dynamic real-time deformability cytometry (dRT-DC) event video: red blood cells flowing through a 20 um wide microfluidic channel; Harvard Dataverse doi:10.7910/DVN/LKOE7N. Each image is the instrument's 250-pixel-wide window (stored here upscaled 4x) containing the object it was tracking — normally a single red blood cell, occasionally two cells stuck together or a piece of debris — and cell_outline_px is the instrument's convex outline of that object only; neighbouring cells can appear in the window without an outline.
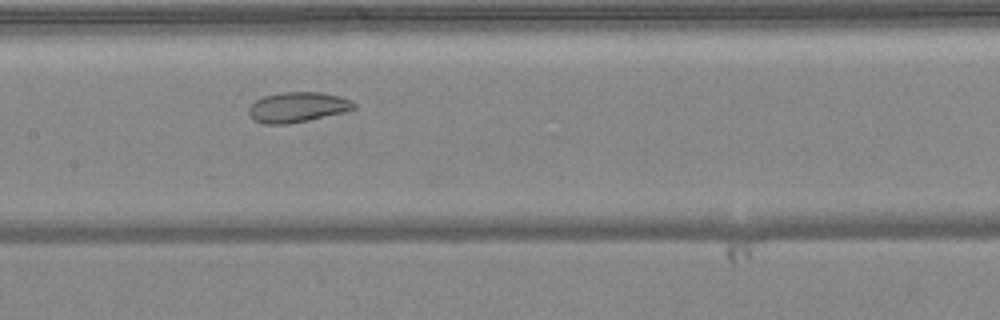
{"species": "common noctule bat (a hibernating species)", "species_latin": "Nyctalus noctula", "temperature_condition": "warm", "stored_images_in_passage": 37, "camera_frame_rate_fps": 3000, "um_per_image_px": 0.085, "animal": {"sex": "female", "body_mass_g": 24.6, "forearm_length_mm": 56.2}, "frame": {"image": 1, "passage_image": 15, "time_ms": 4.667, "image_size_px": [1000, 320], "cell_outline_px": [[356, 108], [344, 112], [308, 120], [288, 124], [264, 124], [256, 120], [248, 112], [248, 108], [256, 100], [264, 96], [284, 92], [320, 92], [340, 96], [352, 100], [356, 104]], "centroid_in_image_um": [25.32, 9.1], "position_along_channel_um": 182.1, "area_um2": 18.38}}
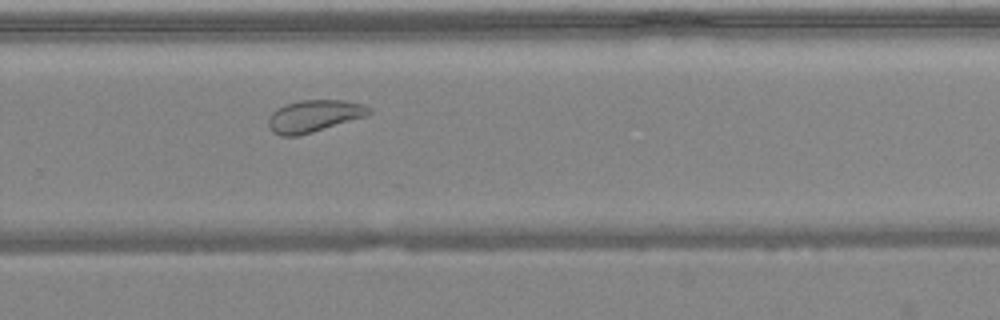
{"frame": {"image": 2, "passage_image": 24, "time_ms": 7.667, "image_size_px": [1000, 320], "cell_outline_px": [[372, 112], [368, 116], [312, 132], [296, 136], [280, 136], [272, 132], [268, 128], [268, 116], [276, 108], [284, 104], [300, 100], [344, 100], [360, 104], [368, 108]], "centroid_in_image_um": [26.64, 9.86], "position_along_channel_um": 303.2, "area_um2": 18.9}}
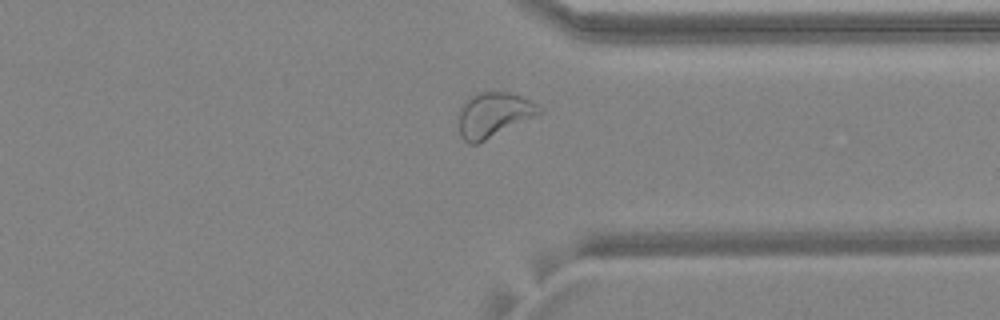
{"frame": {"image": 3, "passage_image": 29, "time_ms": 9.333, "image_size_px": [1000, 320], "cell_outline_px": [[544, 112], [476, 144], [468, 144], [460, 136], [456, 116], [464, 100], [480, 92], [508, 92], [520, 96], [540, 104], [544, 108]], "centroid_in_image_um": [41.94, 9.75], "position_along_channel_um": 369.5, "area_um2": 21.33}, "authors_computed_cell_mechanics": {"area_um2": 19.1896, "velocity_mm_per_s": 4.052, "shape_relaxation_time_tau1_ms": null, "shape_relaxation_time_tau2_ms": 4.881, "deformation_change_tau1": null, "deformation_change_tau2": 0.1053}}